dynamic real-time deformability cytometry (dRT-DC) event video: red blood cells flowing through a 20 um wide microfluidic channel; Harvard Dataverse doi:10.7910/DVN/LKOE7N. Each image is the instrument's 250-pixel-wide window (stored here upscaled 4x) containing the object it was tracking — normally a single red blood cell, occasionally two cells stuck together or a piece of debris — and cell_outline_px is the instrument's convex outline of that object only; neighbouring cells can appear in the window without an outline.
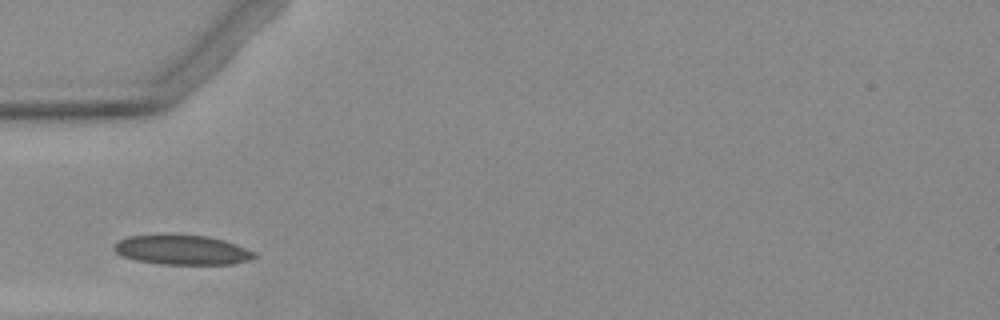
{"species": "Egyptian fruit bat (a non-hibernating species)", "species_latin": "Rousettus aegyptiacus", "temperature_condition": "warm", "stored_images_in_passage": 1, "camera_frame_rate_fps": 3000, "um_per_image_px": 0.085, "animal": {"sex": "female"}, "frame": {"image": 1, "passage_image": 1, "time_ms": 0.0, "image_size_px": [1000, 320], "cell_outline_px": [[256, 256], [248, 260], [232, 264], [160, 264], [136, 260], [124, 256], [116, 252], [112, 248], [112, 244], [128, 236], [160, 232], [172, 232], [208, 236], [224, 240], [236, 244], [256, 252]], "centroid_in_image_um": [15.43, 21.19], "position_along_channel_um": 69.6, "area_um2": 25.09}}